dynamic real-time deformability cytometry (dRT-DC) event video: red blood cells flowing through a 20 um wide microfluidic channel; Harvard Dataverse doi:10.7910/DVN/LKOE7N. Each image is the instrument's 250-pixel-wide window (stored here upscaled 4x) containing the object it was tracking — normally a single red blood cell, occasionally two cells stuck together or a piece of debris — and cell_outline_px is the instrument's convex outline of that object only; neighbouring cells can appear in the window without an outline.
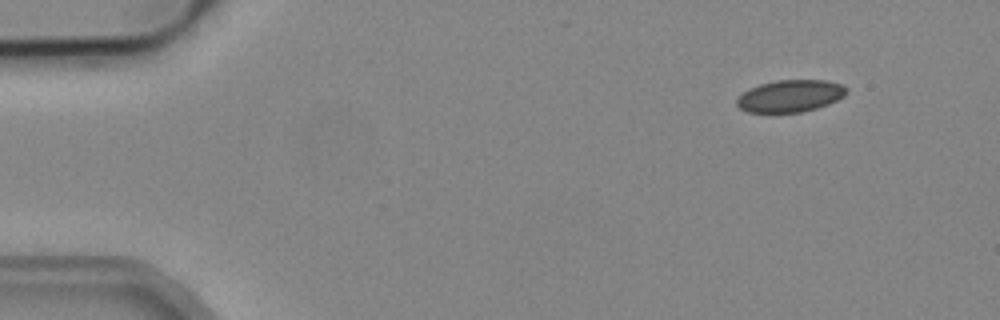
{"species": "common noctule bat (a hibernating species)", "species_latin": "Nyctalus noctula", "temperature_condition": "cold", "stored_images_in_passage": 5, "segment_of_instrument_passage": [1, 2], "camera_frame_rate_fps": 3000, "um_per_image_px": 0.085, "animal": {"sex": "male", "body_mass_g": 19.2, "forearm_length_mm": 51.8}, "frame": {"image": 1, "passage_image": 1, "time_ms": 0.0, "image_size_px": [1000, 320], "cell_outline_px": [[848, 92], [844, 96], [828, 104], [816, 108], [800, 112], [748, 112], [740, 108], [736, 104], [736, 100], [748, 88], [760, 84], [776, 80], [828, 80], [840, 84], [848, 88]], "centroid_in_image_um": [67.18, 8.14], "position_along_channel_um": 17.8, "area_um2": 20.46}}
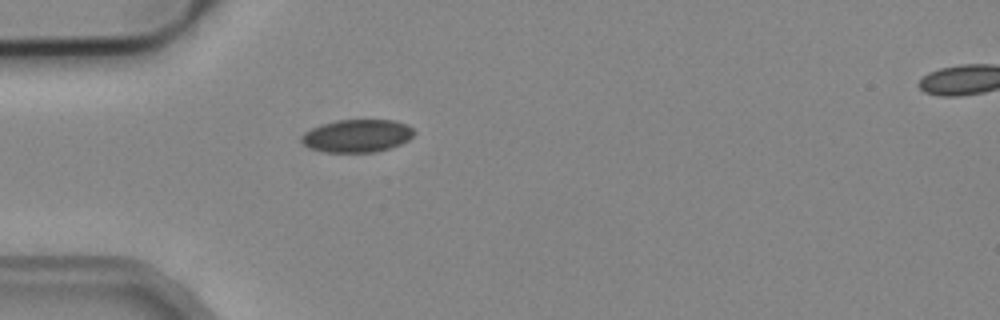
{"frame": {"image": 2, "passage_image": 4, "time_ms": 1.0, "image_size_px": [1000, 320], "cell_outline_px": [[416, 132], [408, 140], [400, 144], [388, 148], [372, 152], [324, 152], [312, 148], [304, 144], [300, 140], [300, 136], [304, 132], [312, 128], [324, 124], [340, 120], [396, 120], [408, 124]], "centroid_in_image_um": [30.37, 11.54], "position_along_channel_um": 54.6, "area_um2": 21.39}}